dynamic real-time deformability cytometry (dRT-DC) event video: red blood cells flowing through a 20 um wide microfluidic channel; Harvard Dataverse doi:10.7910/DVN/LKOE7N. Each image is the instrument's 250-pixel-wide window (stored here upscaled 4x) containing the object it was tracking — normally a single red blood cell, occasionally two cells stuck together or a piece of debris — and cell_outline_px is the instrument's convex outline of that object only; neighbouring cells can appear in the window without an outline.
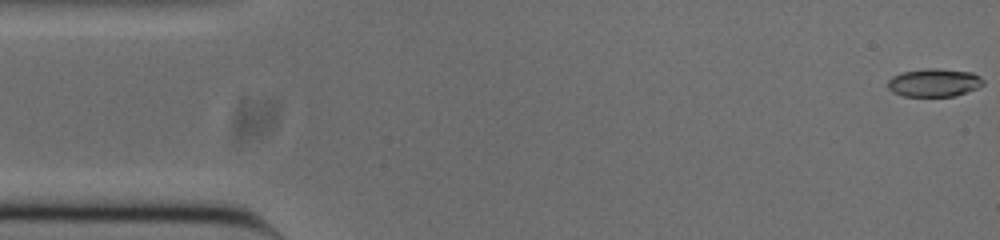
{"species": "common noctule bat (a hibernating species)", "species_latin": "Nyctalus noctula", "temperature_condition": "cold", "stored_images_in_passage": 53, "camera_frame_rate_fps": 3000, "um_per_image_px": 0.085, "animal": {"sex": "male", "body_mass_g": 20.0, "forearm_length_mm": 53.3}, "frame": {"image": 1, "passage_image": 1, "time_ms": 0.0, "image_size_px": [1000, 240], "cell_outline_px": [[984, 84], [976, 88], [956, 96], [904, 96], [892, 92], [888, 88], [888, 80], [892, 76], [904, 72], [924, 68], [936, 68], [972, 72], [980, 76], [984, 80]], "centroid_in_image_um": [79.4, 7.02], "position_along_channel_um": 5.6, "area_um2": 15.66}}
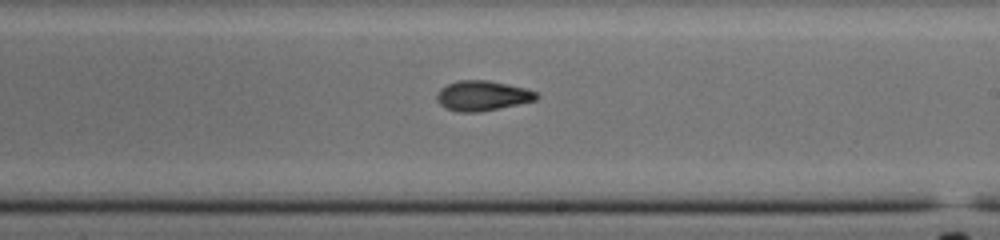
{"frame": {"image": 2, "passage_image": 30, "time_ms": 9.667, "image_size_px": [1000, 240], "cell_outline_px": [[540, 96], [536, 100], [480, 112], [456, 112], [444, 108], [436, 100], [436, 92], [440, 88], [448, 84], [460, 80], [488, 80], [508, 84], [524, 88], [536, 92]], "centroid_in_image_um": [40.96, 8.14], "position_along_channel_um": 248.0, "area_um2": 17.51}}
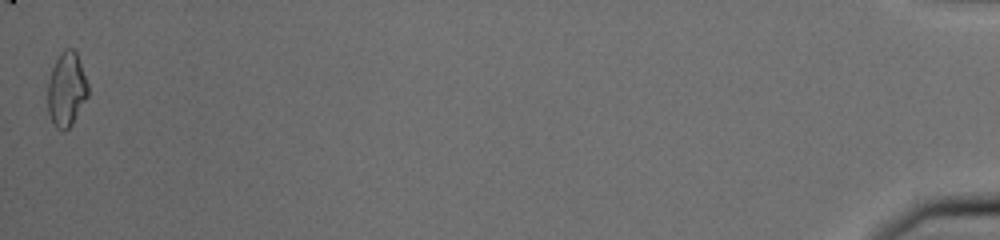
{"frame": {"image": 3, "passage_image": 53, "time_ms": 17.333, "image_size_px": [1000, 240], "cell_outline_px": [[88, 96], [72, 124], [64, 132], [60, 132], [56, 128], [48, 112], [48, 80], [52, 68], [56, 60], [64, 48], [72, 48], [76, 52], [88, 84]], "centroid_in_image_um": [5.65, 7.62], "position_along_channel_um": 429.6, "area_um2": 17.4}, "authors_computed_cell_mechanics": {"area_um2": 16.9932, "velocity_mm_per_s": 3.7978, "shape_relaxation_time_tau1_ms": 5.8999, "shape_relaxation_time_tau2_ms": 2.6052, "deformation_change_tau1": 0.175, "deformation_change_tau2": 0.0778}}